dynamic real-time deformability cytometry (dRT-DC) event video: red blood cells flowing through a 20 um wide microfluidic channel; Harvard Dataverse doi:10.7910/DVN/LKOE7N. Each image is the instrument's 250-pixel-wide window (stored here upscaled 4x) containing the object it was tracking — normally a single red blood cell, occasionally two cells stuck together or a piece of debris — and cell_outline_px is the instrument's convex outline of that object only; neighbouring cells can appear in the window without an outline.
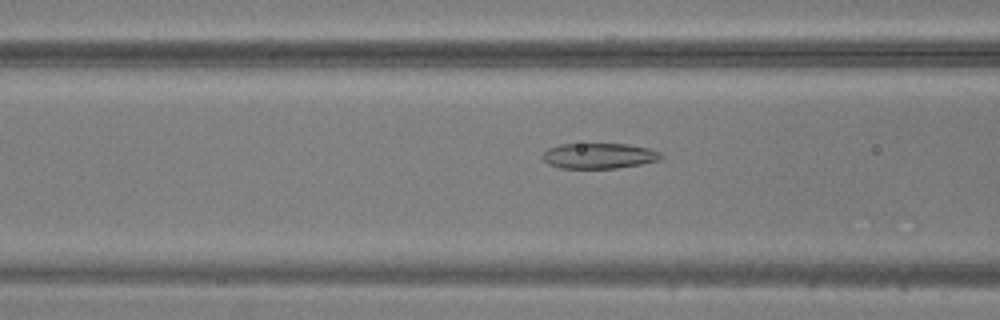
{"species": "common noctule bat (a hibernating species)", "species_latin": "Nyctalus noctula", "temperature_condition": "warm", "stored_images_in_passage": 47, "camera_frame_rate_fps": 3000, "um_per_image_px": 0.085, "animal": {"sex": "male", "body_mass_g": 20.5, "forearm_length_mm": 52.5}, "frame": {"image": 1, "passage_image": 18, "time_ms": 5.667, "image_size_px": [1000, 320], "cell_outline_px": [[664, 156], [660, 160], [640, 164], [616, 168], [560, 168], [548, 164], [540, 156], [548, 148], [560, 144], [628, 144], [648, 148], [660, 152]], "centroid_in_image_um": [50.91, 13.24], "position_along_channel_um": 115.7, "area_um2": 17.63}}
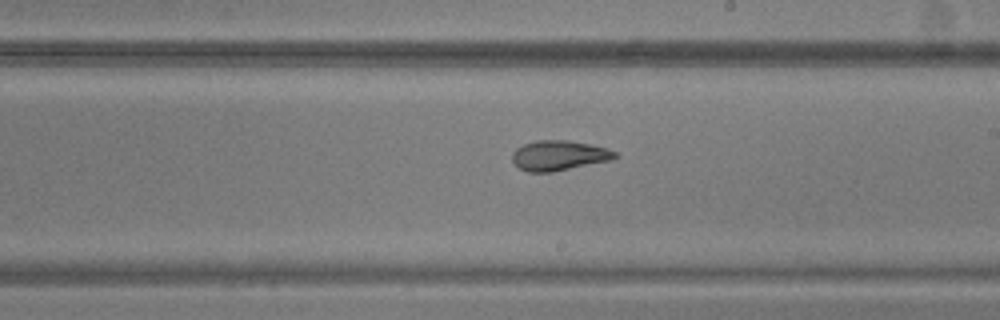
{"frame": {"image": 2, "passage_image": 27, "time_ms": 8.667, "image_size_px": [1000, 320], "cell_outline_px": [[620, 156], [612, 160], [552, 172], [528, 172], [520, 168], [512, 160], [512, 152], [516, 148], [524, 144], [536, 140], [568, 140], [608, 148], [616, 152]], "centroid_in_image_um": [47.53, 13.21], "position_along_channel_um": 241.5, "area_um2": 18.03}}
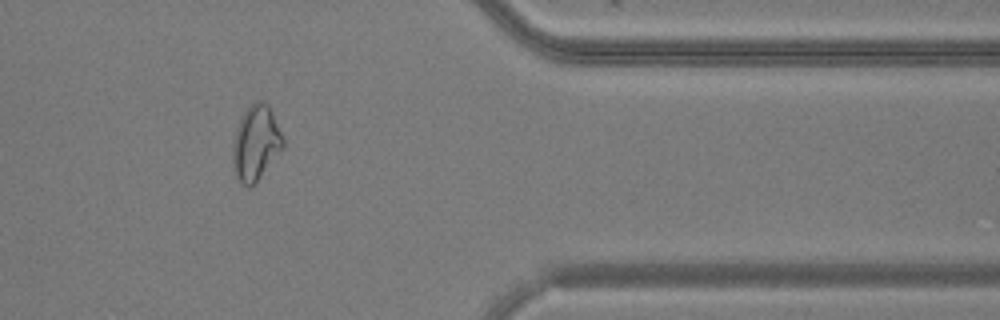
{"frame": {"image": 3, "passage_image": 39, "time_ms": 12.667, "image_size_px": [1000, 320], "cell_outline_px": [[284, 148], [256, 184], [252, 188], [248, 188], [236, 176], [232, 164], [232, 144], [240, 120], [244, 112], [256, 100], [260, 100], [268, 104], [272, 112], [284, 140]], "centroid_in_image_um": [21.76, 12.21], "position_along_channel_um": 389.6, "area_um2": 22.08}}